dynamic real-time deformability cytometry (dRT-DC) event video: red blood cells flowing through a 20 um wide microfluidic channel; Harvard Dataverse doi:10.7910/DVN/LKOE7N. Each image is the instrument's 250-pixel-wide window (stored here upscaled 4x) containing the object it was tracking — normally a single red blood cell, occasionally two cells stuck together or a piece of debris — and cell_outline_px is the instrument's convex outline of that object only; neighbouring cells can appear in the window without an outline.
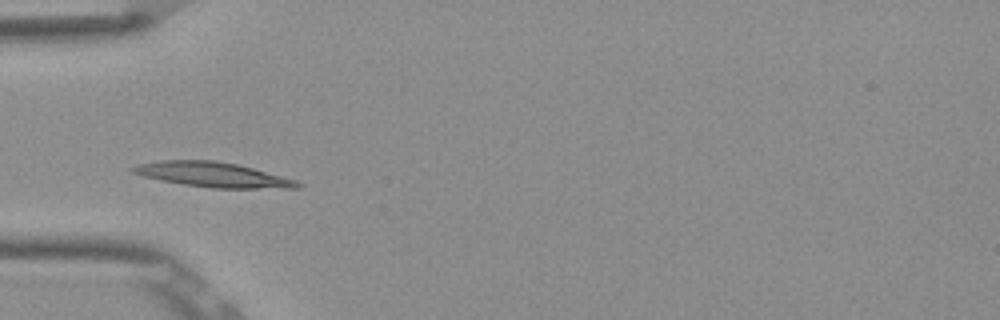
{"species": "Egyptian fruit bat (a non-hibernating species)", "species_latin": "Rousettus aegyptiacus", "temperature_condition": "room temperature", "stored_images_in_passage": 4, "camera_frame_rate_fps": 3000, "um_per_image_px": 0.085, "frame": {"image": 1, "passage_image": 2, "time_ms": 0.333, "image_size_px": [1000, 320], "cell_outline_px": [[304, 184], [300, 188], [212, 188], [184, 184], [160, 180], [144, 176], [132, 172], [128, 168], [140, 164], [160, 160], [216, 160], [236, 164], [252, 168], [296, 180]], "centroid_in_image_um": [18.09, 14.84], "position_along_channel_um": 66.9, "area_um2": 23.7}}
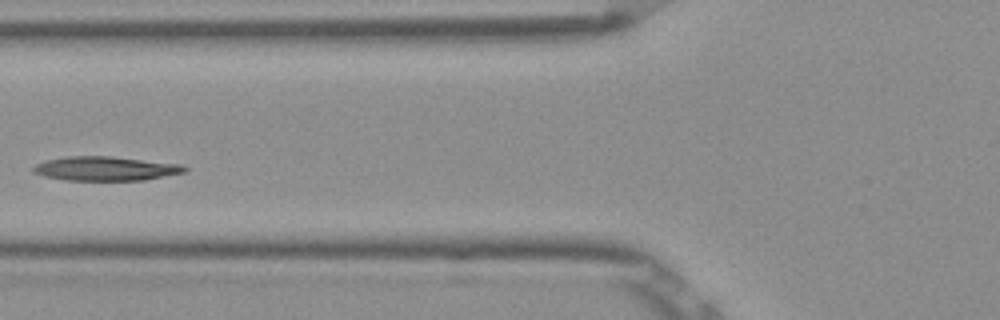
{"frame": {"image": 2, "passage_image": 3, "time_ms": 0.667, "image_size_px": [1000, 320], "cell_outline_px": [[188, 172], [144, 180], [64, 180], [44, 176], [32, 172], [32, 168], [36, 164], [48, 160], [68, 156], [108, 156], [180, 164], [188, 168]], "centroid_in_image_um": [8.99, 14.33], "position_along_channel_um": 116.8, "area_um2": 21.21}}
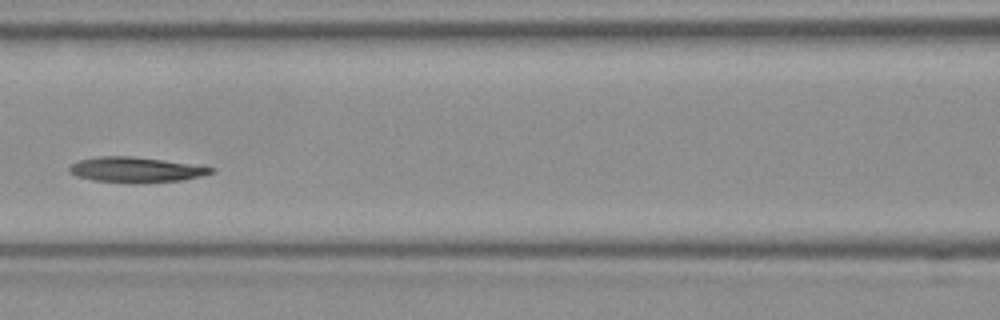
{"frame": {"image": 3, "passage_image": 4, "time_ms": 1.0, "image_size_px": [1000, 320], "cell_outline_px": [[216, 172], [184, 180], [140, 184], [92, 180], [76, 176], [68, 172], [68, 168], [72, 164], [80, 160], [100, 156], [132, 156], [164, 160], [216, 168]], "centroid_in_image_um": [11.56, 14.44], "position_along_channel_um": 155.0, "area_um2": 21.1}}